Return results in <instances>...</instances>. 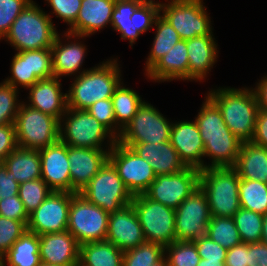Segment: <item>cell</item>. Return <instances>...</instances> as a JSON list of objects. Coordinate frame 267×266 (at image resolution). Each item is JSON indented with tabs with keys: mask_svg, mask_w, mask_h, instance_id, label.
Masks as SVG:
<instances>
[{
	"mask_svg": "<svg viewBox=\"0 0 267 266\" xmlns=\"http://www.w3.org/2000/svg\"><path fill=\"white\" fill-rule=\"evenodd\" d=\"M120 57L110 56L95 64L79 76L70 78L66 91L67 108L87 110L97 101L113 96L115 89L124 80Z\"/></svg>",
	"mask_w": 267,
	"mask_h": 266,
	"instance_id": "cell-2",
	"label": "cell"
},
{
	"mask_svg": "<svg viewBox=\"0 0 267 266\" xmlns=\"http://www.w3.org/2000/svg\"><path fill=\"white\" fill-rule=\"evenodd\" d=\"M35 0H32L12 23L4 37L13 51L51 48L59 33L51 17Z\"/></svg>",
	"mask_w": 267,
	"mask_h": 266,
	"instance_id": "cell-4",
	"label": "cell"
},
{
	"mask_svg": "<svg viewBox=\"0 0 267 266\" xmlns=\"http://www.w3.org/2000/svg\"><path fill=\"white\" fill-rule=\"evenodd\" d=\"M4 257L6 266H38L41 263L39 235L25 231Z\"/></svg>",
	"mask_w": 267,
	"mask_h": 266,
	"instance_id": "cell-33",
	"label": "cell"
},
{
	"mask_svg": "<svg viewBox=\"0 0 267 266\" xmlns=\"http://www.w3.org/2000/svg\"><path fill=\"white\" fill-rule=\"evenodd\" d=\"M238 195L241 208L267 214V184L258 180L240 179Z\"/></svg>",
	"mask_w": 267,
	"mask_h": 266,
	"instance_id": "cell-35",
	"label": "cell"
},
{
	"mask_svg": "<svg viewBox=\"0 0 267 266\" xmlns=\"http://www.w3.org/2000/svg\"><path fill=\"white\" fill-rule=\"evenodd\" d=\"M60 32L50 48L54 77L62 79L79 76L90 69L84 68L85 58L90 52L85 40L90 37L74 35L66 31Z\"/></svg>",
	"mask_w": 267,
	"mask_h": 266,
	"instance_id": "cell-16",
	"label": "cell"
},
{
	"mask_svg": "<svg viewBox=\"0 0 267 266\" xmlns=\"http://www.w3.org/2000/svg\"><path fill=\"white\" fill-rule=\"evenodd\" d=\"M0 266H6L5 257L0 254Z\"/></svg>",
	"mask_w": 267,
	"mask_h": 266,
	"instance_id": "cell-60",
	"label": "cell"
},
{
	"mask_svg": "<svg viewBox=\"0 0 267 266\" xmlns=\"http://www.w3.org/2000/svg\"><path fill=\"white\" fill-rule=\"evenodd\" d=\"M115 0H82L76 22L66 32L91 37L111 26Z\"/></svg>",
	"mask_w": 267,
	"mask_h": 266,
	"instance_id": "cell-25",
	"label": "cell"
},
{
	"mask_svg": "<svg viewBox=\"0 0 267 266\" xmlns=\"http://www.w3.org/2000/svg\"><path fill=\"white\" fill-rule=\"evenodd\" d=\"M170 142L187 167L204 168V144L194 119H174Z\"/></svg>",
	"mask_w": 267,
	"mask_h": 266,
	"instance_id": "cell-20",
	"label": "cell"
},
{
	"mask_svg": "<svg viewBox=\"0 0 267 266\" xmlns=\"http://www.w3.org/2000/svg\"><path fill=\"white\" fill-rule=\"evenodd\" d=\"M25 231L27 225L22 221L0 216V254L4 256Z\"/></svg>",
	"mask_w": 267,
	"mask_h": 266,
	"instance_id": "cell-46",
	"label": "cell"
},
{
	"mask_svg": "<svg viewBox=\"0 0 267 266\" xmlns=\"http://www.w3.org/2000/svg\"><path fill=\"white\" fill-rule=\"evenodd\" d=\"M19 185L13 173L9 172L2 163L0 165V199L18 195Z\"/></svg>",
	"mask_w": 267,
	"mask_h": 266,
	"instance_id": "cell-52",
	"label": "cell"
},
{
	"mask_svg": "<svg viewBox=\"0 0 267 266\" xmlns=\"http://www.w3.org/2000/svg\"><path fill=\"white\" fill-rule=\"evenodd\" d=\"M203 98L194 120L204 144V168L234 167L242 141L228 129L218 107Z\"/></svg>",
	"mask_w": 267,
	"mask_h": 266,
	"instance_id": "cell-1",
	"label": "cell"
},
{
	"mask_svg": "<svg viewBox=\"0 0 267 266\" xmlns=\"http://www.w3.org/2000/svg\"><path fill=\"white\" fill-rule=\"evenodd\" d=\"M202 259L225 260L227 250L218 243L211 240L207 235L193 240Z\"/></svg>",
	"mask_w": 267,
	"mask_h": 266,
	"instance_id": "cell-50",
	"label": "cell"
},
{
	"mask_svg": "<svg viewBox=\"0 0 267 266\" xmlns=\"http://www.w3.org/2000/svg\"><path fill=\"white\" fill-rule=\"evenodd\" d=\"M225 266H248V243H240L227 250Z\"/></svg>",
	"mask_w": 267,
	"mask_h": 266,
	"instance_id": "cell-53",
	"label": "cell"
},
{
	"mask_svg": "<svg viewBox=\"0 0 267 266\" xmlns=\"http://www.w3.org/2000/svg\"><path fill=\"white\" fill-rule=\"evenodd\" d=\"M261 242L267 245V214L263 218Z\"/></svg>",
	"mask_w": 267,
	"mask_h": 266,
	"instance_id": "cell-58",
	"label": "cell"
},
{
	"mask_svg": "<svg viewBox=\"0 0 267 266\" xmlns=\"http://www.w3.org/2000/svg\"><path fill=\"white\" fill-rule=\"evenodd\" d=\"M124 252L108 241L80 245L79 262L83 266H122Z\"/></svg>",
	"mask_w": 267,
	"mask_h": 266,
	"instance_id": "cell-31",
	"label": "cell"
},
{
	"mask_svg": "<svg viewBox=\"0 0 267 266\" xmlns=\"http://www.w3.org/2000/svg\"><path fill=\"white\" fill-rule=\"evenodd\" d=\"M154 38L148 52L147 58H145V64L143 67V75L174 45L181 40L178 32L171 26V24L160 14L154 22L153 30Z\"/></svg>",
	"mask_w": 267,
	"mask_h": 266,
	"instance_id": "cell-32",
	"label": "cell"
},
{
	"mask_svg": "<svg viewBox=\"0 0 267 266\" xmlns=\"http://www.w3.org/2000/svg\"><path fill=\"white\" fill-rule=\"evenodd\" d=\"M20 92L23 91L3 79L0 82V126L15 122L20 104L23 102Z\"/></svg>",
	"mask_w": 267,
	"mask_h": 266,
	"instance_id": "cell-43",
	"label": "cell"
},
{
	"mask_svg": "<svg viewBox=\"0 0 267 266\" xmlns=\"http://www.w3.org/2000/svg\"><path fill=\"white\" fill-rule=\"evenodd\" d=\"M10 62V76L3 79L5 82L21 91V89L27 90L39 81L37 77H29L28 50L14 52Z\"/></svg>",
	"mask_w": 267,
	"mask_h": 266,
	"instance_id": "cell-39",
	"label": "cell"
},
{
	"mask_svg": "<svg viewBox=\"0 0 267 266\" xmlns=\"http://www.w3.org/2000/svg\"><path fill=\"white\" fill-rule=\"evenodd\" d=\"M233 218L242 243L261 242L263 215L240 208Z\"/></svg>",
	"mask_w": 267,
	"mask_h": 266,
	"instance_id": "cell-37",
	"label": "cell"
},
{
	"mask_svg": "<svg viewBox=\"0 0 267 266\" xmlns=\"http://www.w3.org/2000/svg\"><path fill=\"white\" fill-rule=\"evenodd\" d=\"M122 145L130 147L142 159L147 160L157 176L178 173L187 168L170 141Z\"/></svg>",
	"mask_w": 267,
	"mask_h": 266,
	"instance_id": "cell-27",
	"label": "cell"
},
{
	"mask_svg": "<svg viewBox=\"0 0 267 266\" xmlns=\"http://www.w3.org/2000/svg\"><path fill=\"white\" fill-rule=\"evenodd\" d=\"M31 1L0 0V41H3L12 23Z\"/></svg>",
	"mask_w": 267,
	"mask_h": 266,
	"instance_id": "cell-47",
	"label": "cell"
},
{
	"mask_svg": "<svg viewBox=\"0 0 267 266\" xmlns=\"http://www.w3.org/2000/svg\"><path fill=\"white\" fill-rule=\"evenodd\" d=\"M211 212L200 186L175 209L176 241H193L207 235Z\"/></svg>",
	"mask_w": 267,
	"mask_h": 266,
	"instance_id": "cell-14",
	"label": "cell"
},
{
	"mask_svg": "<svg viewBox=\"0 0 267 266\" xmlns=\"http://www.w3.org/2000/svg\"><path fill=\"white\" fill-rule=\"evenodd\" d=\"M239 180L234 167H208L200 170L199 186L207 197L212 217H234L241 208Z\"/></svg>",
	"mask_w": 267,
	"mask_h": 266,
	"instance_id": "cell-5",
	"label": "cell"
},
{
	"mask_svg": "<svg viewBox=\"0 0 267 266\" xmlns=\"http://www.w3.org/2000/svg\"><path fill=\"white\" fill-rule=\"evenodd\" d=\"M173 120L145 100L131 121L121 131L117 141L121 144L162 143L170 141Z\"/></svg>",
	"mask_w": 267,
	"mask_h": 266,
	"instance_id": "cell-10",
	"label": "cell"
},
{
	"mask_svg": "<svg viewBox=\"0 0 267 266\" xmlns=\"http://www.w3.org/2000/svg\"><path fill=\"white\" fill-rule=\"evenodd\" d=\"M59 139L66 145L111 149L117 138L87 110L67 108L59 125Z\"/></svg>",
	"mask_w": 267,
	"mask_h": 266,
	"instance_id": "cell-6",
	"label": "cell"
},
{
	"mask_svg": "<svg viewBox=\"0 0 267 266\" xmlns=\"http://www.w3.org/2000/svg\"><path fill=\"white\" fill-rule=\"evenodd\" d=\"M252 143L267 148V111L258 109Z\"/></svg>",
	"mask_w": 267,
	"mask_h": 266,
	"instance_id": "cell-55",
	"label": "cell"
},
{
	"mask_svg": "<svg viewBox=\"0 0 267 266\" xmlns=\"http://www.w3.org/2000/svg\"><path fill=\"white\" fill-rule=\"evenodd\" d=\"M111 149H92L68 145L71 193H78L108 161Z\"/></svg>",
	"mask_w": 267,
	"mask_h": 266,
	"instance_id": "cell-22",
	"label": "cell"
},
{
	"mask_svg": "<svg viewBox=\"0 0 267 266\" xmlns=\"http://www.w3.org/2000/svg\"><path fill=\"white\" fill-rule=\"evenodd\" d=\"M82 0H44V4L51 8V11L46 13L51 17L60 19L61 22L67 25L64 31L68 30L75 22L80 11ZM52 15V16H51Z\"/></svg>",
	"mask_w": 267,
	"mask_h": 266,
	"instance_id": "cell-45",
	"label": "cell"
},
{
	"mask_svg": "<svg viewBox=\"0 0 267 266\" xmlns=\"http://www.w3.org/2000/svg\"><path fill=\"white\" fill-rule=\"evenodd\" d=\"M62 79L51 77L37 81L29 87L23 102L29 107L55 117L59 122L67 110V95Z\"/></svg>",
	"mask_w": 267,
	"mask_h": 266,
	"instance_id": "cell-19",
	"label": "cell"
},
{
	"mask_svg": "<svg viewBox=\"0 0 267 266\" xmlns=\"http://www.w3.org/2000/svg\"><path fill=\"white\" fill-rule=\"evenodd\" d=\"M145 0H115V8L111 16V30L119 34L120 40L129 41V46L134 45V24L131 16Z\"/></svg>",
	"mask_w": 267,
	"mask_h": 266,
	"instance_id": "cell-34",
	"label": "cell"
},
{
	"mask_svg": "<svg viewBox=\"0 0 267 266\" xmlns=\"http://www.w3.org/2000/svg\"><path fill=\"white\" fill-rule=\"evenodd\" d=\"M78 193L109 214L131 204L134 197L109 161Z\"/></svg>",
	"mask_w": 267,
	"mask_h": 266,
	"instance_id": "cell-9",
	"label": "cell"
},
{
	"mask_svg": "<svg viewBox=\"0 0 267 266\" xmlns=\"http://www.w3.org/2000/svg\"><path fill=\"white\" fill-rule=\"evenodd\" d=\"M41 262L51 265L77 266L80 245L68 231L39 235Z\"/></svg>",
	"mask_w": 267,
	"mask_h": 266,
	"instance_id": "cell-24",
	"label": "cell"
},
{
	"mask_svg": "<svg viewBox=\"0 0 267 266\" xmlns=\"http://www.w3.org/2000/svg\"><path fill=\"white\" fill-rule=\"evenodd\" d=\"M197 266H225V260L200 259Z\"/></svg>",
	"mask_w": 267,
	"mask_h": 266,
	"instance_id": "cell-57",
	"label": "cell"
},
{
	"mask_svg": "<svg viewBox=\"0 0 267 266\" xmlns=\"http://www.w3.org/2000/svg\"><path fill=\"white\" fill-rule=\"evenodd\" d=\"M215 35H204L187 40L188 81L206 82L219 59V45Z\"/></svg>",
	"mask_w": 267,
	"mask_h": 266,
	"instance_id": "cell-23",
	"label": "cell"
},
{
	"mask_svg": "<svg viewBox=\"0 0 267 266\" xmlns=\"http://www.w3.org/2000/svg\"><path fill=\"white\" fill-rule=\"evenodd\" d=\"M165 256V247L158 243L145 242L123 254L122 266H152Z\"/></svg>",
	"mask_w": 267,
	"mask_h": 266,
	"instance_id": "cell-38",
	"label": "cell"
},
{
	"mask_svg": "<svg viewBox=\"0 0 267 266\" xmlns=\"http://www.w3.org/2000/svg\"><path fill=\"white\" fill-rule=\"evenodd\" d=\"M59 125L55 117L22 102L14 122L17 145L35 150L46 148L59 140Z\"/></svg>",
	"mask_w": 267,
	"mask_h": 266,
	"instance_id": "cell-8",
	"label": "cell"
},
{
	"mask_svg": "<svg viewBox=\"0 0 267 266\" xmlns=\"http://www.w3.org/2000/svg\"><path fill=\"white\" fill-rule=\"evenodd\" d=\"M41 178L52 191L70 192L71 177L68 159V145L60 139L40 149Z\"/></svg>",
	"mask_w": 267,
	"mask_h": 266,
	"instance_id": "cell-18",
	"label": "cell"
},
{
	"mask_svg": "<svg viewBox=\"0 0 267 266\" xmlns=\"http://www.w3.org/2000/svg\"><path fill=\"white\" fill-rule=\"evenodd\" d=\"M28 67L29 77L39 80L54 77L51 49L28 50Z\"/></svg>",
	"mask_w": 267,
	"mask_h": 266,
	"instance_id": "cell-44",
	"label": "cell"
},
{
	"mask_svg": "<svg viewBox=\"0 0 267 266\" xmlns=\"http://www.w3.org/2000/svg\"><path fill=\"white\" fill-rule=\"evenodd\" d=\"M109 215L101 207L75 193L69 207L67 230L76 238L79 245L105 241Z\"/></svg>",
	"mask_w": 267,
	"mask_h": 266,
	"instance_id": "cell-12",
	"label": "cell"
},
{
	"mask_svg": "<svg viewBox=\"0 0 267 266\" xmlns=\"http://www.w3.org/2000/svg\"><path fill=\"white\" fill-rule=\"evenodd\" d=\"M160 14L182 40L215 34L213 19L204 0H162Z\"/></svg>",
	"mask_w": 267,
	"mask_h": 266,
	"instance_id": "cell-7",
	"label": "cell"
},
{
	"mask_svg": "<svg viewBox=\"0 0 267 266\" xmlns=\"http://www.w3.org/2000/svg\"><path fill=\"white\" fill-rule=\"evenodd\" d=\"M248 266H267V245L263 242L248 243Z\"/></svg>",
	"mask_w": 267,
	"mask_h": 266,
	"instance_id": "cell-54",
	"label": "cell"
},
{
	"mask_svg": "<svg viewBox=\"0 0 267 266\" xmlns=\"http://www.w3.org/2000/svg\"><path fill=\"white\" fill-rule=\"evenodd\" d=\"M152 266H168L167 258L164 256L159 262Z\"/></svg>",
	"mask_w": 267,
	"mask_h": 266,
	"instance_id": "cell-59",
	"label": "cell"
},
{
	"mask_svg": "<svg viewBox=\"0 0 267 266\" xmlns=\"http://www.w3.org/2000/svg\"><path fill=\"white\" fill-rule=\"evenodd\" d=\"M74 194L52 191L38 208L29 214L27 230L38 235L66 231L69 207Z\"/></svg>",
	"mask_w": 267,
	"mask_h": 266,
	"instance_id": "cell-17",
	"label": "cell"
},
{
	"mask_svg": "<svg viewBox=\"0 0 267 266\" xmlns=\"http://www.w3.org/2000/svg\"><path fill=\"white\" fill-rule=\"evenodd\" d=\"M0 216L28 224L29 215L18 195L0 199Z\"/></svg>",
	"mask_w": 267,
	"mask_h": 266,
	"instance_id": "cell-49",
	"label": "cell"
},
{
	"mask_svg": "<svg viewBox=\"0 0 267 266\" xmlns=\"http://www.w3.org/2000/svg\"><path fill=\"white\" fill-rule=\"evenodd\" d=\"M16 132L14 123L0 126V161L3 163L8 154L13 152L16 148Z\"/></svg>",
	"mask_w": 267,
	"mask_h": 266,
	"instance_id": "cell-51",
	"label": "cell"
},
{
	"mask_svg": "<svg viewBox=\"0 0 267 266\" xmlns=\"http://www.w3.org/2000/svg\"><path fill=\"white\" fill-rule=\"evenodd\" d=\"M87 111L116 137V119L111 98L95 102Z\"/></svg>",
	"mask_w": 267,
	"mask_h": 266,
	"instance_id": "cell-48",
	"label": "cell"
},
{
	"mask_svg": "<svg viewBox=\"0 0 267 266\" xmlns=\"http://www.w3.org/2000/svg\"><path fill=\"white\" fill-rule=\"evenodd\" d=\"M38 266H63V265H51L41 262Z\"/></svg>",
	"mask_w": 267,
	"mask_h": 266,
	"instance_id": "cell-61",
	"label": "cell"
},
{
	"mask_svg": "<svg viewBox=\"0 0 267 266\" xmlns=\"http://www.w3.org/2000/svg\"><path fill=\"white\" fill-rule=\"evenodd\" d=\"M77 266H83L80 262H78Z\"/></svg>",
	"mask_w": 267,
	"mask_h": 266,
	"instance_id": "cell-62",
	"label": "cell"
},
{
	"mask_svg": "<svg viewBox=\"0 0 267 266\" xmlns=\"http://www.w3.org/2000/svg\"><path fill=\"white\" fill-rule=\"evenodd\" d=\"M108 161L133 196L144 193L156 179L150 163L118 141L109 151Z\"/></svg>",
	"mask_w": 267,
	"mask_h": 266,
	"instance_id": "cell-13",
	"label": "cell"
},
{
	"mask_svg": "<svg viewBox=\"0 0 267 266\" xmlns=\"http://www.w3.org/2000/svg\"><path fill=\"white\" fill-rule=\"evenodd\" d=\"M3 165L12 172L19 184L41 178V160L39 150L17 147L8 154Z\"/></svg>",
	"mask_w": 267,
	"mask_h": 266,
	"instance_id": "cell-29",
	"label": "cell"
},
{
	"mask_svg": "<svg viewBox=\"0 0 267 266\" xmlns=\"http://www.w3.org/2000/svg\"><path fill=\"white\" fill-rule=\"evenodd\" d=\"M127 86L123 80L111 97L116 119V138L120 136L121 131L131 121L138 108L145 101V98H142V95H139L140 93L137 90Z\"/></svg>",
	"mask_w": 267,
	"mask_h": 266,
	"instance_id": "cell-30",
	"label": "cell"
},
{
	"mask_svg": "<svg viewBox=\"0 0 267 266\" xmlns=\"http://www.w3.org/2000/svg\"><path fill=\"white\" fill-rule=\"evenodd\" d=\"M257 82L252 85L259 109L267 111V73H264Z\"/></svg>",
	"mask_w": 267,
	"mask_h": 266,
	"instance_id": "cell-56",
	"label": "cell"
},
{
	"mask_svg": "<svg viewBox=\"0 0 267 266\" xmlns=\"http://www.w3.org/2000/svg\"><path fill=\"white\" fill-rule=\"evenodd\" d=\"M142 226L146 242L164 247L175 242V209L148 198L144 193L135 195L131 202Z\"/></svg>",
	"mask_w": 267,
	"mask_h": 266,
	"instance_id": "cell-11",
	"label": "cell"
},
{
	"mask_svg": "<svg viewBox=\"0 0 267 266\" xmlns=\"http://www.w3.org/2000/svg\"><path fill=\"white\" fill-rule=\"evenodd\" d=\"M160 15V0H145L132 14L134 24V45L142 34L153 32L155 19Z\"/></svg>",
	"mask_w": 267,
	"mask_h": 266,
	"instance_id": "cell-40",
	"label": "cell"
},
{
	"mask_svg": "<svg viewBox=\"0 0 267 266\" xmlns=\"http://www.w3.org/2000/svg\"><path fill=\"white\" fill-rule=\"evenodd\" d=\"M52 190L42 179L22 182L19 185L18 196L23 202L27 214H31L49 196Z\"/></svg>",
	"mask_w": 267,
	"mask_h": 266,
	"instance_id": "cell-42",
	"label": "cell"
},
{
	"mask_svg": "<svg viewBox=\"0 0 267 266\" xmlns=\"http://www.w3.org/2000/svg\"><path fill=\"white\" fill-rule=\"evenodd\" d=\"M187 40H179L167 54L162 56L145 74L149 82H188Z\"/></svg>",
	"mask_w": 267,
	"mask_h": 266,
	"instance_id": "cell-26",
	"label": "cell"
},
{
	"mask_svg": "<svg viewBox=\"0 0 267 266\" xmlns=\"http://www.w3.org/2000/svg\"><path fill=\"white\" fill-rule=\"evenodd\" d=\"M200 170L187 167L184 170L159 175L144 194L161 204L176 209L193 191L199 187Z\"/></svg>",
	"mask_w": 267,
	"mask_h": 266,
	"instance_id": "cell-15",
	"label": "cell"
},
{
	"mask_svg": "<svg viewBox=\"0 0 267 266\" xmlns=\"http://www.w3.org/2000/svg\"><path fill=\"white\" fill-rule=\"evenodd\" d=\"M216 87V88H215ZM206 95L221 111L228 129L242 142L252 140L258 103L252 87L215 86Z\"/></svg>",
	"mask_w": 267,
	"mask_h": 266,
	"instance_id": "cell-3",
	"label": "cell"
},
{
	"mask_svg": "<svg viewBox=\"0 0 267 266\" xmlns=\"http://www.w3.org/2000/svg\"><path fill=\"white\" fill-rule=\"evenodd\" d=\"M106 241L123 252L146 242L142 226L132 204L109 215Z\"/></svg>",
	"mask_w": 267,
	"mask_h": 266,
	"instance_id": "cell-21",
	"label": "cell"
},
{
	"mask_svg": "<svg viewBox=\"0 0 267 266\" xmlns=\"http://www.w3.org/2000/svg\"><path fill=\"white\" fill-rule=\"evenodd\" d=\"M207 236L226 250L242 243L233 217H212Z\"/></svg>",
	"mask_w": 267,
	"mask_h": 266,
	"instance_id": "cell-36",
	"label": "cell"
},
{
	"mask_svg": "<svg viewBox=\"0 0 267 266\" xmlns=\"http://www.w3.org/2000/svg\"><path fill=\"white\" fill-rule=\"evenodd\" d=\"M234 168L240 179L258 180L267 184V148L242 142Z\"/></svg>",
	"mask_w": 267,
	"mask_h": 266,
	"instance_id": "cell-28",
	"label": "cell"
},
{
	"mask_svg": "<svg viewBox=\"0 0 267 266\" xmlns=\"http://www.w3.org/2000/svg\"><path fill=\"white\" fill-rule=\"evenodd\" d=\"M168 266H197L201 257L193 241H175L165 246Z\"/></svg>",
	"mask_w": 267,
	"mask_h": 266,
	"instance_id": "cell-41",
	"label": "cell"
}]
</instances>
